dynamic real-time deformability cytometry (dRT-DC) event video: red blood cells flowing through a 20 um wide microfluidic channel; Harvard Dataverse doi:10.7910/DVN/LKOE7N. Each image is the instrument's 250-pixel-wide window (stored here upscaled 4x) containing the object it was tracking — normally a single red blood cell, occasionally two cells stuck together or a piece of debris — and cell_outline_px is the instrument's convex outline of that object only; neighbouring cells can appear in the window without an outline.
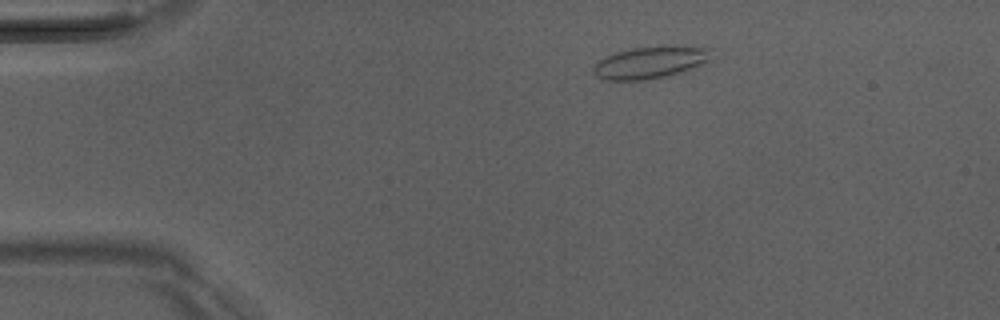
{"species": "Egyptian fruit bat (a non-hibernating species)", "species_latin": "Rousettus aegyptiacus", "temperature_condition": "room temperature", "stored_images_in_passage": 17, "camera_frame_rate_fps": 3000, "um_per_image_px": 0.085, "animal": {"sex": "male"}, "frame": {"image": 1, "passage_image": 1, "time_ms": 0.0, "image_size_px": [1000, 320], "cell_outline_px": [[712, 60], [680, 72], [668, 76], [644, 80], [604, 80], [596, 76], [592, 72], [592, 68], [600, 60], [616, 52], [632, 48], [664, 44], [712, 48]], "centroid_in_image_um": [55.32, 5.28], "position_along_channel_um": 29.7, "area_um2": 22.43}}